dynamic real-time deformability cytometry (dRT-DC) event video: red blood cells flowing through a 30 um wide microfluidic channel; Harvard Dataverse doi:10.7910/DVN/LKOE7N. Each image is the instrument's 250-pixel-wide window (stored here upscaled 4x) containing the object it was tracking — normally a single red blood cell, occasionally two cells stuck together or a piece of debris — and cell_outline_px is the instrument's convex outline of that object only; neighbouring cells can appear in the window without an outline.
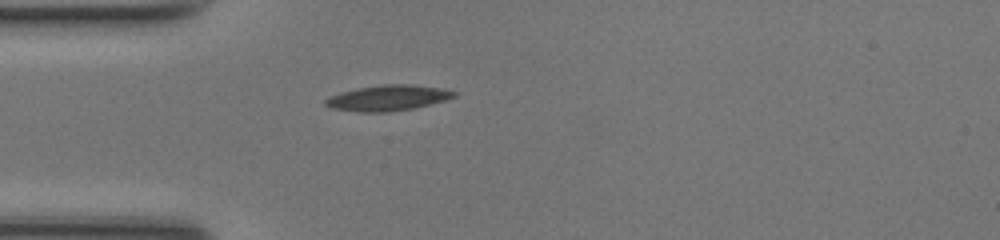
{"species": "common noctule bat (a hibernating species)", "species_latin": "Nyctalus noctula", "temperature_condition": "room temperature", "stored_images_in_passage": 37, "camera_frame_rate_fps": 3000, "um_per_image_px": 0.085, "animal": {"sex": "female", "body_mass_g": 17.0, "forearm_length_mm": 48.0}, "frame": {"image": 1, "passage_image": 2, "time_ms": 0.333, "image_size_px": [1000, 240], "cell_outline_px": [[460, 92], [456, 96], [448, 100], [416, 108], [388, 112], [360, 112], [332, 108], [324, 104], [324, 100], [328, 96], [340, 92], [360, 88], [384, 84], [412, 84], [444, 88]], "centroid_in_image_um": [33.04, 8.32], "position_along_channel_um": 52.0, "area_um2": 19.54}}
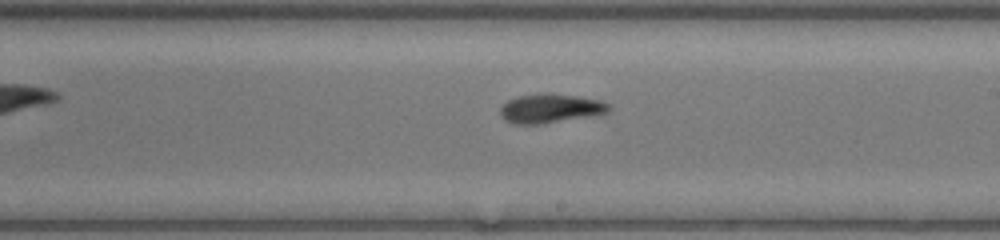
{"frame": {"image": 2, "passage_image": 16, "time_ms": 5.0, "image_size_px": [1000, 240], "cell_outline_px": [[612, 108], [608, 112], [544, 124], [512, 124], [504, 120], [500, 112], [500, 108], [508, 100], [520, 96], [576, 96], [600, 100], [608, 104]], "centroid_in_image_um": [46.77, 9.27], "position_along_channel_um": 242.2, "area_um2": 17.51}}
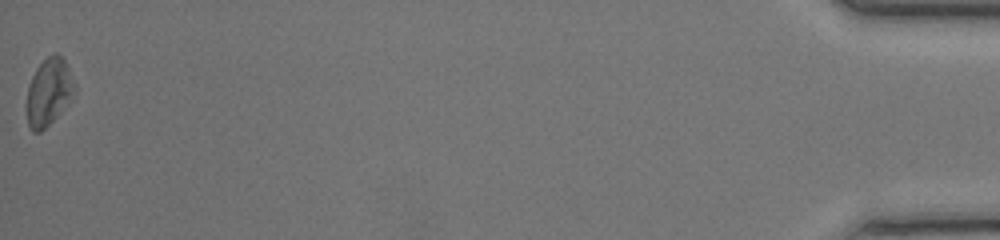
{"frame": {"image": 3, "passage_image": 37, "time_ms": 12.0, "image_size_px": [1000, 240], "cell_outline_px": [[76, 92], [56, 116], [40, 132], [32, 132], [28, 124], [24, 108], [28, 88], [32, 76], [36, 68], [52, 52], [56, 52], [64, 60], [76, 84]], "centroid_in_image_um": [4.11, 7.82], "position_along_channel_um": 431.1, "area_um2": 18.84}, "authors_computed_cell_mechanics": {"area_um2": 18.207, "velocity_mm_per_s": 4.2363, "shape_relaxation_time_tau1_ms": 3.1894, "shape_relaxation_time_tau2_ms": 9.7223, "deformation_change_tau1": 0.1437, "deformation_change_tau2": 0.1734}}